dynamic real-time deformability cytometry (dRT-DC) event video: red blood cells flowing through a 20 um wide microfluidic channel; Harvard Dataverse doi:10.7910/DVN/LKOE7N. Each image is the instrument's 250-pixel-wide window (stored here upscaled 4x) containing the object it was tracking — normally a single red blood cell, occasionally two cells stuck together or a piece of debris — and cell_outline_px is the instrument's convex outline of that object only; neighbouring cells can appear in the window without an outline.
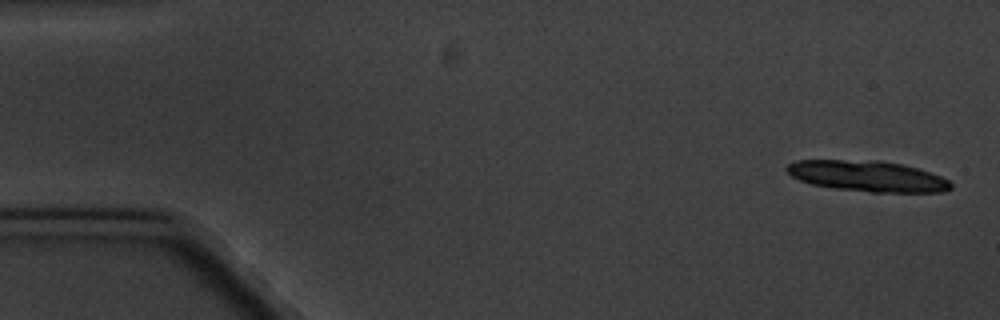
{"species": "common noctule bat (a hibernating species)", "species_latin": "Nyctalus noctula", "temperature_condition": "cold", "stored_images_in_passage": 6, "segment_of_instrument_passage": [1, 2], "camera_frame_rate_fps": 3000, "um_per_image_px": 0.085, "animal": {"sex": "male", "body_mass_g": 20.1, "forearm_length_mm": 53.5}, "frame": {"image": 1, "passage_image": 1, "time_ms": 0.0, "image_size_px": [1000, 320], "cell_outline_px": [[952, 188], [944, 192], [868, 192], [832, 188], [812, 184], [800, 180], [792, 176], [784, 168], [788, 164], [796, 160], [880, 160], [920, 168], [932, 172], [948, 180], [952, 184]], "centroid_in_image_um": [73.75, 14.97], "position_along_channel_um": 11.2, "area_um2": 29.71}}